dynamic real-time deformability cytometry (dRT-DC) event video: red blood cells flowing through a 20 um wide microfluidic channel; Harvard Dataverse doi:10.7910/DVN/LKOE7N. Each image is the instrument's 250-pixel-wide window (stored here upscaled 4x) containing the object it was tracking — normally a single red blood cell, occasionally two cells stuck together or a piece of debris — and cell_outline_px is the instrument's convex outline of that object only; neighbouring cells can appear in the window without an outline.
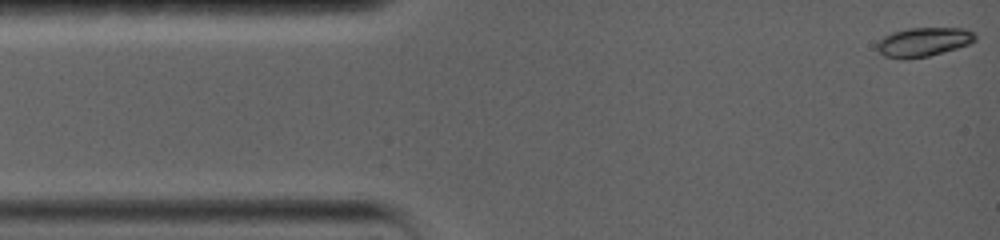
{"species": "common noctule bat (a hibernating species)", "species_latin": "Nyctalus noctula", "temperature_condition": "warm", "stored_images_in_passage": 30, "camera_frame_rate_fps": 5000, "um_per_image_px": 0.085, "animal": {"sex": "female", "body_mass_g": 19.0, "forearm_length_mm": 56.7}, "frame": {"image": 1, "passage_image": 1, "time_ms": 0.0, "image_size_px": [1000, 240], "cell_outline_px": [[976, 40], [968, 44], [956, 48], [928, 56], [904, 60], [884, 56], [876, 48], [876, 44], [884, 36], [892, 32], [908, 28], [964, 28], [972, 32], [976, 36]], "centroid_in_image_um": [78.46, 3.57], "position_along_channel_um": 6.5, "area_um2": 16.59}}
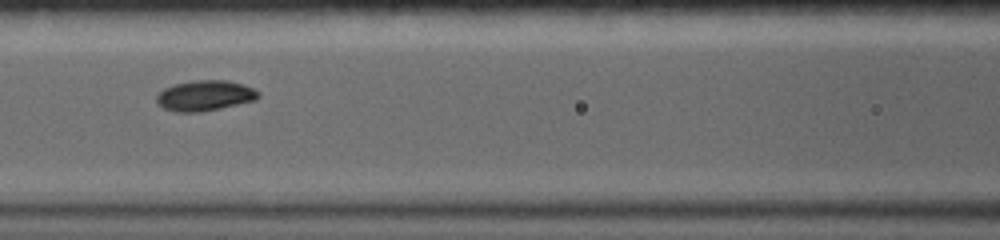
{"frame": {"image": 2, "passage_image": 13, "time_ms": 6.2, "image_size_px": [1000, 240], "cell_outline_px": [[260, 96], [256, 100], [220, 108], [200, 112], [176, 112], [164, 108], [156, 104], [156, 96], [164, 88], [172, 84], [196, 80], [228, 80], [244, 84], [260, 92]], "centroid_in_image_um": [17.41, 8.12], "position_along_channel_um": 149.2, "area_um2": 18.21}}
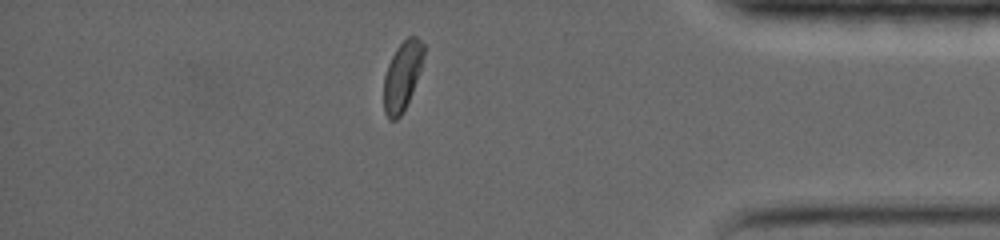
{"frame": {"image": 3, "passage_image": 26, "time_ms": 14.0, "image_size_px": [1000, 240], "cell_outline_px": [[424, 56], [412, 92], [400, 116], [396, 120], [388, 120], [384, 112], [384, 76], [388, 64], [396, 48], [408, 36], [416, 36], [424, 44]], "centroid_in_image_um": [34.17, 6.45], "position_along_channel_um": 401.0, "area_um2": 15.84}, "authors_computed_cell_mechanics": {"area_um2": 16.9932, "velocity_mm_per_s": 3.6012, "shape_relaxation_time_tau1_ms": 2.5121, "shape_relaxation_time_tau2_ms": 3.023, "deformation_change_tau1": 0.135, "deformation_change_tau2": 0.0468}}